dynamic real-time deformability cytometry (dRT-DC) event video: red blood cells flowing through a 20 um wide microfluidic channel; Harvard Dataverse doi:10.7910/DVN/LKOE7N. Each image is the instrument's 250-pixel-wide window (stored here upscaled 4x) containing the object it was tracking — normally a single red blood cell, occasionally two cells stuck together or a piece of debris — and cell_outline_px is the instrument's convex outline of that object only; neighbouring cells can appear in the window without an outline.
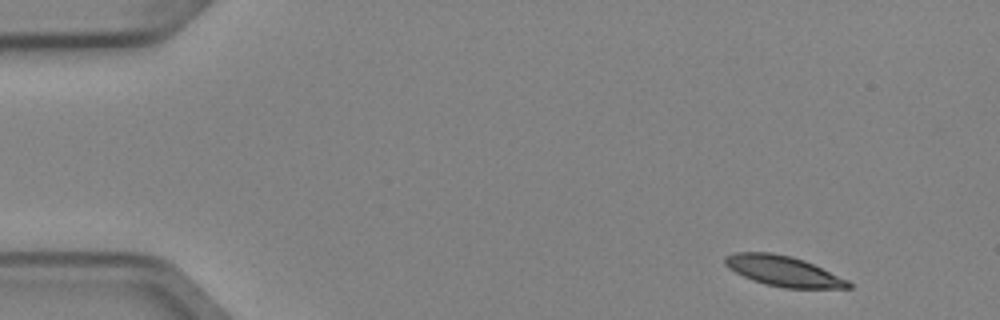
{"species": "Egyptian fruit bat (a non-hibernating species)", "species_latin": "Rousettus aegyptiacus", "temperature_condition": "cold", "stored_images_in_passage": 3, "camera_frame_rate_fps": 3000, "um_per_image_px": 0.085, "animal": {"sex": "female"}, "frame": {"image": 1, "passage_image": 1, "time_ms": 0.0, "image_size_px": [1000, 320], "cell_outline_px": [[852, 288], [784, 288], [764, 284], [752, 280], [728, 268], [724, 264], [724, 256], [732, 252], [772, 252], [792, 256], [804, 260], [848, 280], [852, 284]], "centroid_in_image_um": [66.55, 23.03], "position_along_channel_um": 18.5, "area_um2": 21.91}}